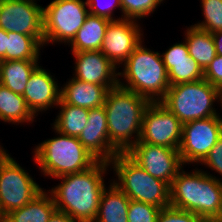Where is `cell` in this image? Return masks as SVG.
<instances>
[{
	"label": "cell",
	"mask_w": 222,
	"mask_h": 222,
	"mask_svg": "<svg viewBox=\"0 0 222 222\" xmlns=\"http://www.w3.org/2000/svg\"><path fill=\"white\" fill-rule=\"evenodd\" d=\"M102 192L94 222H128L130 199L113 182Z\"/></svg>",
	"instance_id": "ffe728a7"
},
{
	"label": "cell",
	"mask_w": 222,
	"mask_h": 222,
	"mask_svg": "<svg viewBox=\"0 0 222 222\" xmlns=\"http://www.w3.org/2000/svg\"><path fill=\"white\" fill-rule=\"evenodd\" d=\"M149 104L147 98L119 85L108 90L103 106L110 144L118 153H126L139 141L143 113Z\"/></svg>",
	"instance_id": "7a4b0ae2"
},
{
	"label": "cell",
	"mask_w": 222,
	"mask_h": 222,
	"mask_svg": "<svg viewBox=\"0 0 222 222\" xmlns=\"http://www.w3.org/2000/svg\"><path fill=\"white\" fill-rule=\"evenodd\" d=\"M114 87L83 82L72 77L61 87V99L72 106L97 108L104 105L108 90Z\"/></svg>",
	"instance_id": "ac0fdd59"
},
{
	"label": "cell",
	"mask_w": 222,
	"mask_h": 222,
	"mask_svg": "<svg viewBox=\"0 0 222 222\" xmlns=\"http://www.w3.org/2000/svg\"><path fill=\"white\" fill-rule=\"evenodd\" d=\"M204 78V70L192 58V62L171 63L168 71L169 84L194 82Z\"/></svg>",
	"instance_id": "4316f807"
},
{
	"label": "cell",
	"mask_w": 222,
	"mask_h": 222,
	"mask_svg": "<svg viewBox=\"0 0 222 222\" xmlns=\"http://www.w3.org/2000/svg\"><path fill=\"white\" fill-rule=\"evenodd\" d=\"M109 166V162L97 161L87 170L55 178L62 179L61 183L48 193L52 195L56 209L79 222H94L106 187L103 177Z\"/></svg>",
	"instance_id": "6da1fadb"
},
{
	"label": "cell",
	"mask_w": 222,
	"mask_h": 222,
	"mask_svg": "<svg viewBox=\"0 0 222 222\" xmlns=\"http://www.w3.org/2000/svg\"><path fill=\"white\" fill-rule=\"evenodd\" d=\"M162 1L164 0H121V19L141 20L152 14Z\"/></svg>",
	"instance_id": "f1b7e54d"
},
{
	"label": "cell",
	"mask_w": 222,
	"mask_h": 222,
	"mask_svg": "<svg viewBox=\"0 0 222 222\" xmlns=\"http://www.w3.org/2000/svg\"><path fill=\"white\" fill-rule=\"evenodd\" d=\"M123 77L126 83L119 79L118 85L134 91L147 98L150 102H160L170 87L168 72L159 52L151 51L141 42L123 63Z\"/></svg>",
	"instance_id": "277c9868"
},
{
	"label": "cell",
	"mask_w": 222,
	"mask_h": 222,
	"mask_svg": "<svg viewBox=\"0 0 222 222\" xmlns=\"http://www.w3.org/2000/svg\"><path fill=\"white\" fill-rule=\"evenodd\" d=\"M222 136V117L213 116L182 124L180 158L185 164L201 163Z\"/></svg>",
	"instance_id": "30bf717a"
},
{
	"label": "cell",
	"mask_w": 222,
	"mask_h": 222,
	"mask_svg": "<svg viewBox=\"0 0 222 222\" xmlns=\"http://www.w3.org/2000/svg\"><path fill=\"white\" fill-rule=\"evenodd\" d=\"M0 222H3V218H2V216H1V214H0Z\"/></svg>",
	"instance_id": "60d3db41"
},
{
	"label": "cell",
	"mask_w": 222,
	"mask_h": 222,
	"mask_svg": "<svg viewBox=\"0 0 222 222\" xmlns=\"http://www.w3.org/2000/svg\"><path fill=\"white\" fill-rule=\"evenodd\" d=\"M185 37L189 55L205 70L217 55L212 34L192 25Z\"/></svg>",
	"instance_id": "603a6c76"
},
{
	"label": "cell",
	"mask_w": 222,
	"mask_h": 222,
	"mask_svg": "<svg viewBox=\"0 0 222 222\" xmlns=\"http://www.w3.org/2000/svg\"><path fill=\"white\" fill-rule=\"evenodd\" d=\"M217 55H222V31L212 33Z\"/></svg>",
	"instance_id": "74e56055"
},
{
	"label": "cell",
	"mask_w": 222,
	"mask_h": 222,
	"mask_svg": "<svg viewBox=\"0 0 222 222\" xmlns=\"http://www.w3.org/2000/svg\"><path fill=\"white\" fill-rule=\"evenodd\" d=\"M36 118L21 94L0 84V120L9 123H32Z\"/></svg>",
	"instance_id": "cb8c5ba5"
},
{
	"label": "cell",
	"mask_w": 222,
	"mask_h": 222,
	"mask_svg": "<svg viewBox=\"0 0 222 222\" xmlns=\"http://www.w3.org/2000/svg\"><path fill=\"white\" fill-rule=\"evenodd\" d=\"M203 222H222V217L221 218H205Z\"/></svg>",
	"instance_id": "f35d334b"
},
{
	"label": "cell",
	"mask_w": 222,
	"mask_h": 222,
	"mask_svg": "<svg viewBox=\"0 0 222 222\" xmlns=\"http://www.w3.org/2000/svg\"><path fill=\"white\" fill-rule=\"evenodd\" d=\"M160 208L135 200H130L128 205V222H157Z\"/></svg>",
	"instance_id": "f546056e"
},
{
	"label": "cell",
	"mask_w": 222,
	"mask_h": 222,
	"mask_svg": "<svg viewBox=\"0 0 222 222\" xmlns=\"http://www.w3.org/2000/svg\"><path fill=\"white\" fill-rule=\"evenodd\" d=\"M162 61L167 72L171 69V63L192 62L186 42L176 43L161 54Z\"/></svg>",
	"instance_id": "1f68e13d"
},
{
	"label": "cell",
	"mask_w": 222,
	"mask_h": 222,
	"mask_svg": "<svg viewBox=\"0 0 222 222\" xmlns=\"http://www.w3.org/2000/svg\"><path fill=\"white\" fill-rule=\"evenodd\" d=\"M6 154V150L0 145V159Z\"/></svg>",
	"instance_id": "ab89813d"
},
{
	"label": "cell",
	"mask_w": 222,
	"mask_h": 222,
	"mask_svg": "<svg viewBox=\"0 0 222 222\" xmlns=\"http://www.w3.org/2000/svg\"><path fill=\"white\" fill-rule=\"evenodd\" d=\"M182 123L161 102H150L143 113L139 141L179 149Z\"/></svg>",
	"instance_id": "8fae6325"
},
{
	"label": "cell",
	"mask_w": 222,
	"mask_h": 222,
	"mask_svg": "<svg viewBox=\"0 0 222 222\" xmlns=\"http://www.w3.org/2000/svg\"><path fill=\"white\" fill-rule=\"evenodd\" d=\"M87 6L89 10V14L104 17L111 20H118L113 17L114 8H119L121 10V0H109L103 1L101 0H86ZM101 1V2H100ZM105 4V5H104Z\"/></svg>",
	"instance_id": "d6a6232c"
},
{
	"label": "cell",
	"mask_w": 222,
	"mask_h": 222,
	"mask_svg": "<svg viewBox=\"0 0 222 222\" xmlns=\"http://www.w3.org/2000/svg\"><path fill=\"white\" fill-rule=\"evenodd\" d=\"M55 132L58 137L44 140L35 147L34 160L43 175L57 178L82 172L98 161L77 137Z\"/></svg>",
	"instance_id": "5b68a950"
},
{
	"label": "cell",
	"mask_w": 222,
	"mask_h": 222,
	"mask_svg": "<svg viewBox=\"0 0 222 222\" xmlns=\"http://www.w3.org/2000/svg\"><path fill=\"white\" fill-rule=\"evenodd\" d=\"M183 168L170 186V206L202 218L222 217V180L206 171ZM210 174V175H209Z\"/></svg>",
	"instance_id": "3957f363"
},
{
	"label": "cell",
	"mask_w": 222,
	"mask_h": 222,
	"mask_svg": "<svg viewBox=\"0 0 222 222\" xmlns=\"http://www.w3.org/2000/svg\"><path fill=\"white\" fill-rule=\"evenodd\" d=\"M38 63V60H0V84L23 95L28 79Z\"/></svg>",
	"instance_id": "7402d4cb"
},
{
	"label": "cell",
	"mask_w": 222,
	"mask_h": 222,
	"mask_svg": "<svg viewBox=\"0 0 222 222\" xmlns=\"http://www.w3.org/2000/svg\"><path fill=\"white\" fill-rule=\"evenodd\" d=\"M205 20L193 26L214 33L222 31V0H201Z\"/></svg>",
	"instance_id": "83f0119b"
},
{
	"label": "cell",
	"mask_w": 222,
	"mask_h": 222,
	"mask_svg": "<svg viewBox=\"0 0 222 222\" xmlns=\"http://www.w3.org/2000/svg\"><path fill=\"white\" fill-rule=\"evenodd\" d=\"M109 22L110 20L107 18L88 14L82 27L68 44L71 45V51L100 50Z\"/></svg>",
	"instance_id": "d6986e66"
},
{
	"label": "cell",
	"mask_w": 222,
	"mask_h": 222,
	"mask_svg": "<svg viewBox=\"0 0 222 222\" xmlns=\"http://www.w3.org/2000/svg\"><path fill=\"white\" fill-rule=\"evenodd\" d=\"M57 106H59L61 110L52 128L62 134L78 138L86 127L89 109L66 104L62 99Z\"/></svg>",
	"instance_id": "484cf974"
},
{
	"label": "cell",
	"mask_w": 222,
	"mask_h": 222,
	"mask_svg": "<svg viewBox=\"0 0 222 222\" xmlns=\"http://www.w3.org/2000/svg\"><path fill=\"white\" fill-rule=\"evenodd\" d=\"M117 179L113 183L130 200L152 204L160 209L170 206V186L147 173L126 153H118L110 162Z\"/></svg>",
	"instance_id": "8992f818"
},
{
	"label": "cell",
	"mask_w": 222,
	"mask_h": 222,
	"mask_svg": "<svg viewBox=\"0 0 222 222\" xmlns=\"http://www.w3.org/2000/svg\"><path fill=\"white\" fill-rule=\"evenodd\" d=\"M126 154L147 173L171 186L183 168L178 149L138 141Z\"/></svg>",
	"instance_id": "7c38bea8"
},
{
	"label": "cell",
	"mask_w": 222,
	"mask_h": 222,
	"mask_svg": "<svg viewBox=\"0 0 222 222\" xmlns=\"http://www.w3.org/2000/svg\"><path fill=\"white\" fill-rule=\"evenodd\" d=\"M86 6L83 0H53L44 7V46L50 42L69 44L89 14Z\"/></svg>",
	"instance_id": "9c48e42d"
},
{
	"label": "cell",
	"mask_w": 222,
	"mask_h": 222,
	"mask_svg": "<svg viewBox=\"0 0 222 222\" xmlns=\"http://www.w3.org/2000/svg\"><path fill=\"white\" fill-rule=\"evenodd\" d=\"M220 101L222 91L204 78L194 82L171 85L160 101L182 124L219 115L213 104Z\"/></svg>",
	"instance_id": "52a82bcc"
},
{
	"label": "cell",
	"mask_w": 222,
	"mask_h": 222,
	"mask_svg": "<svg viewBox=\"0 0 222 222\" xmlns=\"http://www.w3.org/2000/svg\"><path fill=\"white\" fill-rule=\"evenodd\" d=\"M6 60H39L44 36H29L7 32Z\"/></svg>",
	"instance_id": "d4e9b609"
},
{
	"label": "cell",
	"mask_w": 222,
	"mask_h": 222,
	"mask_svg": "<svg viewBox=\"0 0 222 222\" xmlns=\"http://www.w3.org/2000/svg\"><path fill=\"white\" fill-rule=\"evenodd\" d=\"M78 139L98 161L110 162L118 154L110 144L104 106L89 109L86 127Z\"/></svg>",
	"instance_id": "2e32d148"
},
{
	"label": "cell",
	"mask_w": 222,
	"mask_h": 222,
	"mask_svg": "<svg viewBox=\"0 0 222 222\" xmlns=\"http://www.w3.org/2000/svg\"><path fill=\"white\" fill-rule=\"evenodd\" d=\"M204 79L222 91V55H216L204 70Z\"/></svg>",
	"instance_id": "836d02e7"
},
{
	"label": "cell",
	"mask_w": 222,
	"mask_h": 222,
	"mask_svg": "<svg viewBox=\"0 0 222 222\" xmlns=\"http://www.w3.org/2000/svg\"><path fill=\"white\" fill-rule=\"evenodd\" d=\"M203 220L204 218L192 212L171 206L161 209L157 217V222H203Z\"/></svg>",
	"instance_id": "4dcf8cb0"
},
{
	"label": "cell",
	"mask_w": 222,
	"mask_h": 222,
	"mask_svg": "<svg viewBox=\"0 0 222 222\" xmlns=\"http://www.w3.org/2000/svg\"><path fill=\"white\" fill-rule=\"evenodd\" d=\"M57 82L39 65L31 73L22 96L35 117L39 112L49 110L51 106L57 107L61 100V89Z\"/></svg>",
	"instance_id": "e0dca14e"
},
{
	"label": "cell",
	"mask_w": 222,
	"mask_h": 222,
	"mask_svg": "<svg viewBox=\"0 0 222 222\" xmlns=\"http://www.w3.org/2000/svg\"><path fill=\"white\" fill-rule=\"evenodd\" d=\"M75 57L74 78L103 86H117L118 68L98 51L72 52Z\"/></svg>",
	"instance_id": "9a60e30c"
},
{
	"label": "cell",
	"mask_w": 222,
	"mask_h": 222,
	"mask_svg": "<svg viewBox=\"0 0 222 222\" xmlns=\"http://www.w3.org/2000/svg\"><path fill=\"white\" fill-rule=\"evenodd\" d=\"M7 32L0 28V60H6Z\"/></svg>",
	"instance_id": "8d00e7d4"
},
{
	"label": "cell",
	"mask_w": 222,
	"mask_h": 222,
	"mask_svg": "<svg viewBox=\"0 0 222 222\" xmlns=\"http://www.w3.org/2000/svg\"><path fill=\"white\" fill-rule=\"evenodd\" d=\"M139 25L137 21L120 17L109 22L100 51L116 67L123 65L134 49L143 42Z\"/></svg>",
	"instance_id": "5bb4252c"
},
{
	"label": "cell",
	"mask_w": 222,
	"mask_h": 222,
	"mask_svg": "<svg viewBox=\"0 0 222 222\" xmlns=\"http://www.w3.org/2000/svg\"><path fill=\"white\" fill-rule=\"evenodd\" d=\"M26 171L7 152L0 159V214L2 218L31 202L43 191V188Z\"/></svg>",
	"instance_id": "ba28073f"
},
{
	"label": "cell",
	"mask_w": 222,
	"mask_h": 222,
	"mask_svg": "<svg viewBox=\"0 0 222 222\" xmlns=\"http://www.w3.org/2000/svg\"><path fill=\"white\" fill-rule=\"evenodd\" d=\"M201 164L210 169L215 170L222 176V136L218 139L208 155L204 158Z\"/></svg>",
	"instance_id": "e575fe53"
},
{
	"label": "cell",
	"mask_w": 222,
	"mask_h": 222,
	"mask_svg": "<svg viewBox=\"0 0 222 222\" xmlns=\"http://www.w3.org/2000/svg\"><path fill=\"white\" fill-rule=\"evenodd\" d=\"M56 210L52 195L43 190L31 202L7 214L3 222H48Z\"/></svg>",
	"instance_id": "44dd1931"
},
{
	"label": "cell",
	"mask_w": 222,
	"mask_h": 222,
	"mask_svg": "<svg viewBox=\"0 0 222 222\" xmlns=\"http://www.w3.org/2000/svg\"><path fill=\"white\" fill-rule=\"evenodd\" d=\"M48 222H79L76 219L72 218L70 215L56 210Z\"/></svg>",
	"instance_id": "d590c367"
},
{
	"label": "cell",
	"mask_w": 222,
	"mask_h": 222,
	"mask_svg": "<svg viewBox=\"0 0 222 222\" xmlns=\"http://www.w3.org/2000/svg\"><path fill=\"white\" fill-rule=\"evenodd\" d=\"M43 8L34 0H1L0 28L29 36H44Z\"/></svg>",
	"instance_id": "4fadbf2b"
}]
</instances>
